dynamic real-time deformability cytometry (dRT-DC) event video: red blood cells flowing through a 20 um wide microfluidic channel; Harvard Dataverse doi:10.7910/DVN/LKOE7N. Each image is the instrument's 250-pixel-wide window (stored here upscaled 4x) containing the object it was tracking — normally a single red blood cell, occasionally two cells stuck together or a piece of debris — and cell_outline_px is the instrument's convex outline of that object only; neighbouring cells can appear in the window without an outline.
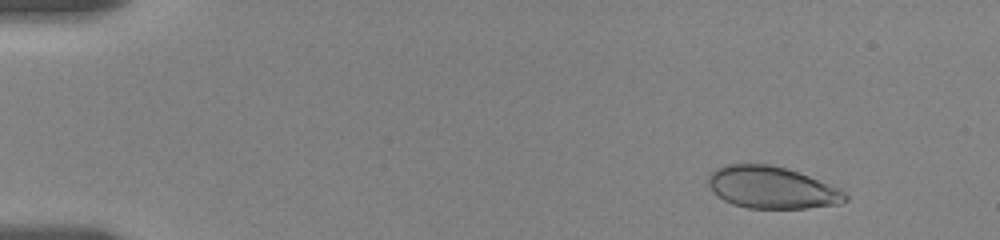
{"species": "human", "species_latin": "Homo sapiens", "temperature_condition": "room temperature", "stored_images_in_passage": 34, "camera_frame_rate_fps": 3000, "um_per_image_px": 0.085, "donor": {"sex": "female"}, "frame": {"image": 1, "passage_image": 3, "time_ms": 0.667, "image_size_px": [1000, 240], "cell_outline_px": [[848, 200], [840, 204], [804, 208], [748, 208], [732, 204], [724, 200], [708, 184], [708, 176], [716, 168], [724, 164], [768, 164], [784, 168], [808, 176], [840, 188], [848, 196]], "centroid_in_image_um": [65.62, 15.94], "position_along_channel_um": 19.4, "area_um2": 33.23}}
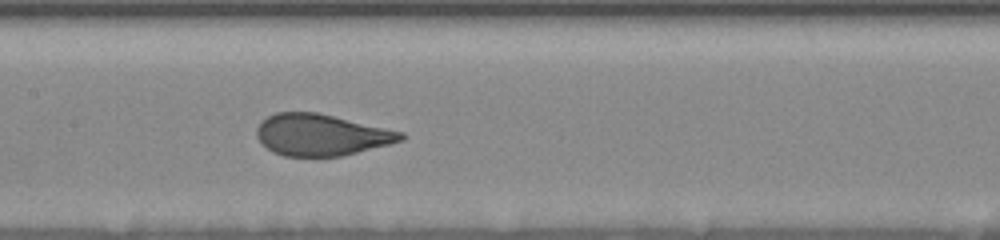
{"frame": {"image": 2, "passage_image": 20, "time_ms": 6.333, "image_size_px": [1000, 240], "cell_outline_px": [[404, 140], [340, 156], [284, 156], [272, 152], [256, 136], [256, 128], [260, 120], [276, 112], [316, 112], [404, 132]], "centroid_in_image_um": [27.26, 11.45], "position_along_channel_um": 180.1, "area_um2": 34.62}}
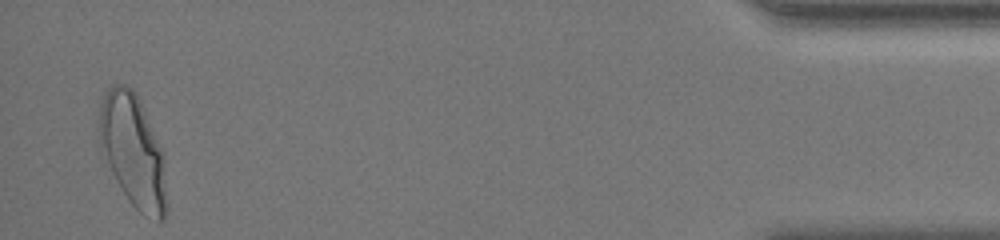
{"frame": {"image": 3, "passage_image": 34, "time_ms": 11.0, "image_size_px": [1000, 240], "cell_outline_px": [[168, 212], [164, 220], [160, 224], [144, 216], [128, 200], [116, 180], [100, 152], [100, 108], [104, 96], [108, 88], [112, 84], [124, 84], [132, 88], [136, 92], [160, 148], [168, 204]], "centroid_in_image_um": [11.3, 12.9], "position_along_channel_um": 423.9, "area_um2": 43.87}}